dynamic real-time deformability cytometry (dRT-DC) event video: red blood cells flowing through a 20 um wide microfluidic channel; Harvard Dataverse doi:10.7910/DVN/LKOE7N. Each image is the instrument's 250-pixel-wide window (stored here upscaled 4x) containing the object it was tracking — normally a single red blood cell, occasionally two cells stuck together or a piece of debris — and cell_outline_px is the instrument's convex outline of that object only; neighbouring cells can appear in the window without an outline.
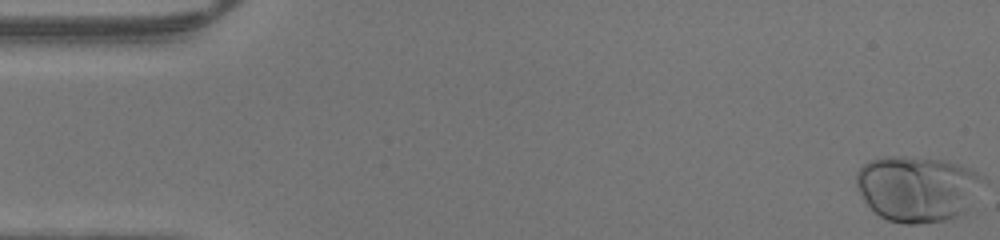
{"species": "human", "species_latin": "Homo sapiens", "temperature_condition": "warm", "stored_images_in_passage": 48, "camera_frame_rate_fps": 3000, "um_per_image_px": 0.085, "donor": {"sex": "male"}, "frame": {"image": 1, "passage_image": 1, "time_ms": 0.0, "image_size_px": [1000, 240], "cell_outline_px": [[980, 176], [968, 208], [964, 212], [956, 216], [944, 220], [916, 224], [904, 224], [888, 220], [880, 216], [864, 200], [856, 184], [856, 172], [864, 164], [872, 160], [904, 156], [944, 160], [960, 164], [976, 172]], "centroid_in_image_um": [77.9, 16.03], "position_along_channel_um": 7.1, "area_um2": 47.28}}
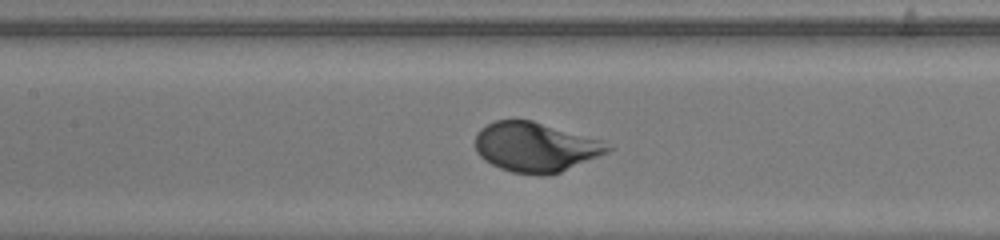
{"frame": {"image": 2, "passage_image": 22, "time_ms": 7.0, "image_size_px": [1000, 240], "cell_outline_px": [[612, 148], [608, 152], [560, 172], [540, 176], [512, 172], [500, 168], [484, 160], [476, 152], [476, 132], [480, 128], [496, 120], [532, 120], [600, 140]], "centroid_in_image_um": [45.47, 12.5], "position_along_channel_um": 161.9, "area_um2": 37.92}}
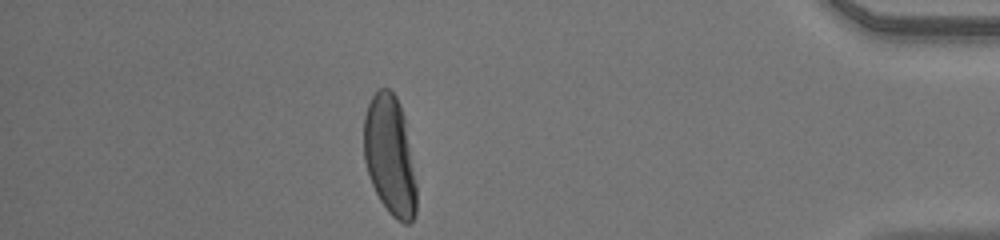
{"frame": {"image": 3, "passage_image": 42, "time_ms": 13.667, "image_size_px": [1000, 240], "cell_outline_px": [[416, 212], [412, 220], [408, 224], [404, 224], [396, 220], [388, 212], [380, 200], [372, 184], [364, 160], [364, 116], [368, 104], [372, 96], [380, 88], [388, 88], [396, 96], [400, 104], [404, 116], [416, 184]], "centroid_in_image_um": [33.13, 13.24], "position_along_channel_um": 402.1, "area_um2": 36.53}}